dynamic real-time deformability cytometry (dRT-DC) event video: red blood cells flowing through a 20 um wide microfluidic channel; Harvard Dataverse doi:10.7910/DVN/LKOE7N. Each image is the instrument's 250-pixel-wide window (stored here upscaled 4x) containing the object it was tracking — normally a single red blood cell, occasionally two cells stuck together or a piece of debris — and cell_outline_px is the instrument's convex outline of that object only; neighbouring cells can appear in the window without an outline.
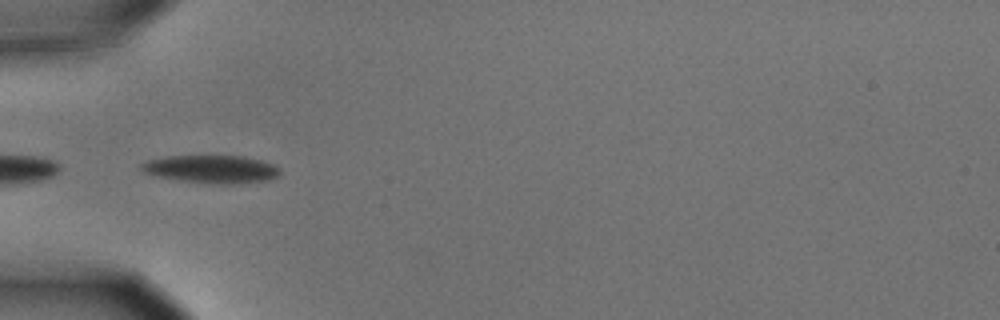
{"species": "common noctule bat (a hibernating species)", "species_latin": "Nyctalus noctula", "temperature_condition": "cold", "stored_images_in_passage": 5, "camera_frame_rate_fps": 3000, "um_per_image_px": 0.085, "animal": {"sex": "male", "body_mass_g": 15.6}, "frame": {"image": 1, "passage_image": 3, "time_ms": 0.667, "image_size_px": [1000, 320], "cell_outline_px": [[280, 176], [268, 180], [236, 184], [216, 184], [176, 180], [152, 176], [144, 172], [140, 168], [140, 164], [148, 160], [168, 156], [244, 156], [276, 164], [280, 168]], "centroid_in_image_um": [17.99, 14.38], "position_along_channel_um": 67.0, "area_um2": 22.89}}